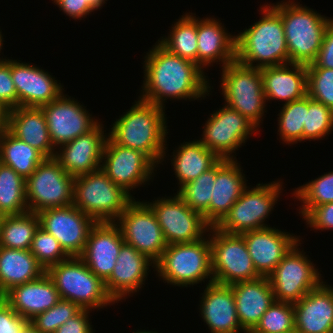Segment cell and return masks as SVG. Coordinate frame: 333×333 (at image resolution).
<instances>
[{
	"mask_svg": "<svg viewBox=\"0 0 333 333\" xmlns=\"http://www.w3.org/2000/svg\"><path fill=\"white\" fill-rule=\"evenodd\" d=\"M156 43L144 56L145 74L139 98L165 108L168 98L192 101L210 94L213 87L209 86L206 72L194 62L169 52L158 41Z\"/></svg>",
	"mask_w": 333,
	"mask_h": 333,
	"instance_id": "1",
	"label": "cell"
},
{
	"mask_svg": "<svg viewBox=\"0 0 333 333\" xmlns=\"http://www.w3.org/2000/svg\"><path fill=\"white\" fill-rule=\"evenodd\" d=\"M164 111L165 108L139 98L116 119L108 136L120 146L142 151L159 166L167 157L169 129Z\"/></svg>",
	"mask_w": 333,
	"mask_h": 333,
	"instance_id": "2",
	"label": "cell"
},
{
	"mask_svg": "<svg viewBox=\"0 0 333 333\" xmlns=\"http://www.w3.org/2000/svg\"><path fill=\"white\" fill-rule=\"evenodd\" d=\"M260 10L262 18L235 35V61L258 69L289 64L281 15L268 3Z\"/></svg>",
	"mask_w": 333,
	"mask_h": 333,
	"instance_id": "3",
	"label": "cell"
},
{
	"mask_svg": "<svg viewBox=\"0 0 333 333\" xmlns=\"http://www.w3.org/2000/svg\"><path fill=\"white\" fill-rule=\"evenodd\" d=\"M294 1L270 5L283 21L289 63L309 65L316 60L327 25L333 18Z\"/></svg>",
	"mask_w": 333,
	"mask_h": 333,
	"instance_id": "4",
	"label": "cell"
},
{
	"mask_svg": "<svg viewBox=\"0 0 333 333\" xmlns=\"http://www.w3.org/2000/svg\"><path fill=\"white\" fill-rule=\"evenodd\" d=\"M207 236L192 243L167 245L153 271L173 286L190 287L205 279H210L207 283L214 282L209 233Z\"/></svg>",
	"mask_w": 333,
	"mask_h": 333,
	"instance_id": "5",
	"label": "cell"
},
{
	"mask_svg": "<svg viewBox=\"0 0 333 333\" xmlns=\"http://www.w3.org/2000/svg\"><path fill=\"white\" fill-rule=\"evenodd\" d=\"M133 199L101 168L74 178L73 205L96 222H116Z\"/></svg>",
	"mask_w": 333,
	"mask_h": 333,
	"instance_id": "6",
	"label": "cell"
},
{
	"mask_svg": "<svg viewBox=\"0 0 333 333\" xmlns=\"http://www.w3.org/2000/svg\"><path fill=\"white\" fill-rule=\"evenodd\" d=\"M60 298L81 309H100L115 302L108 295L104 282L79 257H69L46 270Z\"/></svg>",
	"mask_w": 333,
	"mask_h": 333,
	"instance_id": "7",
	"label": "cell"
},
{
	"mask_svg": "<svg viewBox=\"0 0 333 333\" xmlns=\"http://www.w3.org/2000/svg\"><path fill=\"white\" fill-rule=\"evenodd\" d=\"M220 89L225 105L237 110L257 129L263 121L266 99L261 70L241 65L237 61L221 69Z\"/></svg>",
	"mask_w": 333,
	"mask_h": 333,
	"instance_id": "8",
	"label": "cell"
},
{
	"mask_svg": "<svg viewBox=\"0 0 333 333\" xmlns=\"http://www.w3.org/2000/svg\"><path fill=\"white\" fill-rule=\"evenodd\" d=\"M282 183L279 180L267 184L259 183L253 188L247 186L239 199L214 227L225 233L240 235L247 231L270 227L264 222L281 195Z\"/></svg>",
	"mask_w": 333,
	"mask_h": 333,
	"instance_id": "9",
	"label": "cell"
},
{
	"mask_svg": "<svg viewBox=\"0 0 333 333\" xmlns=\"http://www.w3.org/2000/svg\"><path fill=\"white\" fill-rule=\"evenodd\" d=\"M213 280L223 285L260 278L254 268L244 238L240 234L209 228Z\"/></svg>",
	"mask_w": 333,
	"mask_h": 333,
	"instance_id": "10",
	"label": "cell"
},
{
	"mask_svg": "<svg viewBox=\"0 0 333 333\" xmlns=\"http://www.w3.org/2000/svg\"><path fill=\"white\" fill-rule=\"evenodd\" d=\"M73 176L55 158H45L26 179L28 211L38 213L48 208L73 204Z\"/></svg>",
	"mask_w": 333,
	"mask_h": 333,
	"instance_id": "11",
	"label": "cell"
},
{
	"mask_svg": "<svg viewBox=\"0 0 333 333\" xmlns=\"http://www.w3.org/2000/svg\"><path fill=\"white\" fill-rule=\"evenodd\" d=\"M301 244L298 241L268 276L275 301L294 304L323 282L308 255L300 251Z\"/></svg>",
	"mask_w": 333,
	"mask_h": 333,
	"instance_id": "12",
	"label": "cell"
},
{
	"mask_svg": "<svg viewBox=\"0 0 333 333\" xmlns=\"http://www.w3.org/2000/svg\"><path fill=\"white\" fill-rule=\"evenodd\" d=\"M116 221L125 243L154 263L160 259L168 244L155 213L146 202L133 199Z\"/></svg>",
	"mask_w": 333,
	"mask_h": 333,
	"instance_id": "13",
	"label": "cell"
},
{
	"mask_svg": "<svg viewBox=\"0 0 333 333\" xmlns=\"http://www.w3.org/2000/svg\"><path fill=\"white\" fill-rule=\"evenodd\" d=\"M146 203L155 213L168 245L196 242L209 231L203 215L189 208L178 194Z\"/></svg>",
	"mask_w": 333,
	"mask_h": 333,
	"instance_id": "14",
	"label": "cell"
},
{
	"mask_svg": "<svg viewBox=\"0 0 333 333\" xmlns=\"http://www.w3.org/2000/svg\"><path fill=\"white\" fill-rule=\"evenodd\" d=\"M214 112L203 126L199 141L220 159H236L233 153L259 129L237 110L226 105Z\"/></svg>",
	"mask_w": 333,
	"mask_h": 333,
	"instance_id": "15",
	"label": "cell"
},
{
	"mask_svg": "<svg viewBox=\"0 0 333 333\" xmlns=\"http://www.w3.org/2000/svg\"><path fill=\"white\" fill-rule=\"evenodd\" d=\"M157 167L142 151L120 146L108 136L101 169L114 184L121 187L131 197V190L133 191L134 188H138L154 178V171H157L155 170Z\"/></svg>",
	"mask_w": 333,
	"mask_h": 333,
	"instance_id": "16",
	"label": "cell"
},
{
	"mask_svg": "<svg viewBox=\"0 0 333 333\" xmlns=\"http://www.w3.org/2000/svg\"><path fill=\"white\" fill-rule=\"evenodd\" d=\"M39 226L54 236L69 257H79L96 221L73 204L48 208L37 213Z\"/></svg>",
	"mask_w": 333,
	"mask_h": 333,
	"instance_id": "17",
	"label": "cell"
},
{
	"mask_svg": "<svg viewBox=\"0 0 333 333\" xmlns=\"http://www.w3.org/2000/svg\"><path fill=\"white\" fill-rule=\"evenodd\" d=\"M40 108L43 110L49 136L56 150L57 147L93 130L100 123L78 100L64 93Z\"/></svg>",
	"mask_w": 333,
	"mask_h": 333,
	"instance_id": "18",
	"label": "cell"
},
{
	"mask_svg": "<svg viewBox=\"0 0 333 333\" xmlns=\"http://www.w3.org/2000/svg\"><path fill=\"white\" fill-rule=\"evenodd\" d=\"M11 59V75L17 91V107L40 108L57 99L64 91L63 85L47 71Z\"/></svg>",
	"mask_w": 333,
	"mask_h": 333,
	"instance_id": "19",
	"label": "cell"
},
{
	"mask_svg": "<svg viewBox=\"0 0 333 333\" xmlns=\"http://www.w3.org/2000/svg\"><path fill=\"white\" fill-rule=\"evenodd\" d=\"M124 243L121 230L115 222H96L89 232L86 246L79 258L105 282L116 265Z\"/></svg>",
	"mask_w": 333,
	"mask_h": 333,
	"instance_id": "20",
	"label": "cell"
},
{
	"mask_svg": "<svg viewBox=\"0 0 333 333\" xmlns=\"http://www.w3.org/2000/svg\"><path fill=\"white\" fill-rule=\"evenodd\" d=\"M104 132L103 124L99 123L93 130L57 148L60 150H56L55 158L73 177L98 170L108 138Z\"/></svg>",
	"mask_w": 333,
	"mask_h": 333,
	"instance_id": "21",
	"label": "cell"
},
{
	"mask_svg": "<svg viewBox=\"0 0 333 333\" xmlns=\"http://www.w3.org/2000/svg\"><path fill=\"white\" fill-rule=\"evenodd\" d=\"M257 273L261 277H268L298 242L300 236L289 232L267 227L259 230L247 231L241 234Z\"/></svg>",
	"mask_w": 333,
	"mask_h": 333,
	"instance_id": "22",
	"label": "cell"
},
{
	"mask_svg": "<svg viewBox=\"0 0 333 333\" xmlns=\"http://www.w3.org/2000/svg\"><path fill=\"white\" fill-rule=\"evenodd\" d=\"M155 263L133 246L124 243L110 277L104 282L108 295L115 303L138 292ZM132 293V294H131Z\"/></svg>",
	"mask_w": 333,
	"mask_h": 333,
	"instance_id": "23",
	"label": "cell"
},
{
	"mask_svg": "<svg viewBox=\"0 0 333 333\" xmlns=\"http://www.w3.org/2000/svg\"><path fill=\"white\" fill-rule=\"evenodd\" d=\"M201 299L200 314L211 333H246L239 324L230 285L208 283Z\"/></svg>",
	"mask_w": 333,
	"mask_h": 333,
	"instance_id": "24",
	"label": "cell"
},
{
	"mask_svg": "<svg viewBox=\"0 0 333 333\" xmlns=\"http://www.w3.org/2000/svg\"><path fill=\"white\" fill-rule=\"evenodd\" d=\"M324 283L293 304L298 333H333V287Z\"/></svg>",
	"mask_w": 333,
	"mask_h": 333,
	"instance_id": "25",
	"label": "cell"
},
{
	"mask_svg": "<svg viewBox=\"0 0 333 333\" xmlns=\"http://www.w3.org/2000/svg\"><path fill=\"white\" fill-rule=\"evenodd\" d=\"M226 31L219 19L197 17V65L203 71L215 62L224 68L235 61L236 36Z\"/></svg>",
	"mask_w": 333,
	"mask_h": 333,
	"instance_id": "26",
	"label": "cell"
},
{
	"mask_svg": "<svg viewBox=\"0 0 333 333\" xmlns=\"http://www.w3.org/2000/svg\"><path fill=\"white\" fill-rule=\"evenodd\" d=\"M2 298L19 316L28 321L50 309L61 299L46 272L35 280L11 288Z\"/></svg>",
	"mask_w": 333,
	"mask_h": 333,
	"instance_id": "27",
	"label": "cell"
},
{
	"mask_svg": "<svg viewBox=\"0 0 333 333\" xmlns=\"http://www.w3.org/2000/svg\"><path fill=\"white\" fill-rule=\"evenodd\" d=\"M242 171V172H241ZM245 174L237 159H220L209 204V225L215 226L247 187Z\"/></svg>",
	"mask_w": 333,
	"mask_h": 333,
	"instance_id": "28",
	"label": "cell"
},
{
	"mask_svg": "<svg viewBox=\"0 0 333 333\" xmlns=\"http://www.w3.org/2000/svg\"><path fill=\"white\" fill-rule=\"evenodd\" d=\"M236 302L239 324L250 333L275 301L268 277L240 281L230 285Z\"/></svg>",
	"mask_w": 333,
	"mask_h": 333,
	"instance_id": "29",
	"label": "cell"
},
{
	"mask_svg": "<svg viewBox=\"0 0 333 333\" xmlns=\"http://www.w3.org/2000/svg\"><path fill=\"white\" fill-rule=\"evenodd\" d=\"M5 128L15 137L37 149L46 158L55 157L43 110L36 107H16L7 111Z\"/></svg>",
	"mask_w": 333,
	"mask_h": 333,
	"instance_id": "30",
	"label": "cell"
},
{
	"mask_svg": "<svg viewBox=\"0 0 333 333\" xmlns=\"http://www.w3.org/2000/svg\"><path fill=\"white\" fill-rule=\"evenodd\" d=\"M260 70L266 102L279 100L286 104L307 95V65L289 63Z\"/></svg>",
	"mask_w": 333,
	"mask_h": 333,
	"instance_id": "31",
	"label": "cell"
},
{
	"mask_svg": "<svg viewBox=\"0 0 333 333\" xmlns=\"http://www.w3.org/2000/svg\"><path fill=\"white\" fill-rule=\"evenodd\" d=\"M45 272L29 250L0 246V297L11 288L35 280Z\"/></svg>",
	"mask_w": 333,
	"mask_h": 333,
	"instance_id": "32",
	"label": "cell"
},
{
	"mask_svg": "<svg viewBox=\"0 0 333 333\" xmlns=\"http://www.w3.org/2000/svg\"><path fill=\"white\" fill-rule=\"evenodd\" d=\"M171 163L179 180V190L187 183L211 169L220 158L199 140L183 142L174 150Z\"/></svg>",
	"mask_w": 333,
	"mask_h": 333,
	"instance_id": "33",
	"label": "cell"
},
{
	"mask_svg": "<svg viewBox=\"0 0 333 333\" xmlns=\"http://www.w3.org/2000/svg\"><path fill=\"white\" fill-rule=\"evenodd\" d=\"M46 157L37 149L12 135L6 128L0 130V159L25 180Z\"/></svg>",
	"mask_w": 333,
	"mask_h": 333,
	"instance_id": "34",
	"label": "cell"
},
{
	"mask_svg": "<svg viewBox=\"0 0 333 333\" xmlns=\"http://www.w3.org/2000/svg\"><path fill=\"white\" fill-rule=\"evenodd\" d=\"M194 15V16H193ZM193 13H185L172 24L168 36L161 37L158 42L169 52L197 64V17Z\"/></svg>",
	"mask_w": 333,
	"mask_h": 333,
	"instance_id": "35",
	"label": "cell"
},
{
	"mask_svg": "<svg viewBox=\"0 0 333 333\" xmlns=\"http://www.w3.org/2000/svg\"><path fill=\"white\" fill-rule=\"evenodd\" d=\"M39 227L37 213L27 211L18 215L0 217V246L29 250L36 229Z\"/></svg>",
	"mask_w": 333,
	"mask_h": 333,
	"instance_id": "36",
	"label": "cell"
},
{
	"mask_svg": "<svg viewBox=\"0 0 333 333\" xmlns=\"http://www.w3.org/2000/svg\"><path fill=\"white\" fill-rule=\"evenodd\" d=\"M28 211L26 180L12 168L0 166V217Z\"/></svg>",
	"mask_w": 333,
	"mask_h": 333,
	"instance_id": "37",
	"label": "cell"
},
{
	"mask_svg": "<svg viewBox=\"0 0 333 333\" xmlns=\"http://www.w3.org/2000/svg\"><path fill=\"white\" fill-rule=\"evenodd\" d=\"M215 178L216 164L177 191V194L184 200L185 204L192 210L201 213L208 224L209 204L212 198Z\"/></svg>",
	"mask_w": 333,
	"mask_h": 333,
	"instance_id": "38",
	"label": "cell"
},
{
	"mask_svg": "<svg viewBox=\"0 0 333 333\" xmlns=\"http://www.w3.org/2000/svg\"><path fill=\"white\" fill-rule=\"evenodd\" d=\"M278 114V132L283 144H293L303 141V129L308 111V95L301 99L282 104Z\"/></svg>",
	"mask_w": 333,
	"mask_h": 333,
	"instance_id": "39",
	"label": "cell"
},
{
	"mask_svg": "<svg viewBox=\"0 0 333 333\" xmlns=\"http://www.w3.org/2000/svg\"><path fill=\"white\" fill-rule=\"evenodd\" d=\"M292 195L302 203L299 209L302 217L313 207L333 203V171L299 186Z\"/></svg>",
	"mask_w": 333,
	"mask_h": 333,
	"instance_id": "40",
	"label": "cell"
},
{
	"mask_svg": "<svg viewBox=\"0 0 333 333\" xmlns=\"http://www.w3.org/2000/svg\"><path fill=\"white\" fill-rule=\"evenodd\" d=\"M295 330L292 303L274 301L250 333H286Z\"/></svg>",
	"mask_w": 333,
	"mask_h": 333,
	"instance_id": "41",
	"label": "cell"
},
{
	"mask_svg": "<svg viewBox=\"0 0 333 333\" xmlns=\"http://www.w3.org/2000/svg\"><path fill=\"white\" fill-rule=\"evenodd\" d=\"M303 141L321 140L333 130V110L308 96Z\"/></svg>",
	"mask_w": 333,
	"mask_h": 333,
	"instance_id": "42",
	"label": "cell"
},
{
	"mask_svg": "<svg viewBox=\"0 0 333 333\" xmlns=\"http://www.w3.org/2000/svg\"><path fill=\"white\" fill-rule=\"evenodd\" d=\"M29 251L45 271L69 258L61 248L59 241L40 226L35 231Z\"/></svg>",
	"mask_w": 333,
	"mask_h": 333,
	"instance_id": "43",
	"label": "cell"
},
{
	"mask_svg": "<svg viewBox=\"0 0 333 333\" xmlns=\"http://www.w3.org/2000/svg\"><path fill=\"white\" fill-rule=\"evenodd\" d=\"M80 310L74 302L60 299L53 307L36 315L30 322L41 333H54Z\"/></svg>",
	"mask_w": 333,
	"mask_h": 333,
	"instance_id": "44",
	"label": "cell"
},
{
	"mask_svg": "<svg viewBox=\"0 0 333 333\" xmlns=\"http://www.w3.org/2000/svg\"><path fill=\"white\" fill-rule=\"evenodd\" d=\"M307 95L333 110V69L307 67Z\"/></svg>",
	"mask_w": 333,
	"mask_h": 333,
	"instance_id": "45",
	"label": "cell"
},
{
	"mask_svg": "<svg viewBox=\"0 0 333 333\" xmlns=\"http://www.w3.org/2000/svg\"><path fill=\"white\" fill-rule=\"evenodd\" d=\"M0 104L6 111L17 107V91L11 75V59L0 61Z\"/></svg>",
	"mask_w": 333,
	"mask_h": 333,
	"instance_id": "46",
	"label": "cell"
},
{
	"mask_svg": "<svg viewBox=\"0 0 333 333\" xmlns=\"http://www.w3.org/2000/svg\"><path fill=\"white\" fill-rule=\"evenodd\" d=\"M29 321L19 316L7 303L0 297V333H20L21 329Z\"/></svg>",
	"mask_w": 333,
	"mask_h": 333,
	"instance_id": "47",
	"label": "cell"
},
{
	"mask_svg": "<svg viewBox=\"0 0 333 333\" xmlns=\"http://www.w3.org/2000/svg\"><path fill=\"white\" fill-rule=\"evenodd\" d=\"M307 67L333 69V19L327 25L316 60Z\"/></svg>",
	"mask_w": 333,
	"mask_h": 333,
	"instance_id": "48",
	"label": "cell"
},
{
	"mask_svg": "<svg viewBox=\"0 0 333 333\" xmlns=\"http://www.w3.org/2000/svg\"><path fill=\"white\" fill-rule=\"evenodd\" d=\"M91 310L81 309L75 316L68 319L54 333H95L89 322ZM89 313V314H88Z\"/></svg>",
	"mask_w": 333,
	"mask_h": 333,
	"instance_id": "49",
	"label": "cell"
},
{
	"mask_svg": "<svg viewBox=\"0 0 333 333\" xmlns=\"http://www.w3.org/2000/svg\"><path fill=\"white\" fill-rule=\"evenodd\" d=\"M58 5L59 10L74 20H82L87 15L94 12L89 4L84 0H52Z\"/></svg>",
	"mask_w": 333,
	"mask_h": 333,
	"instance_id": "50",
	"label": "cell"
},
{
	"mask_svg": "<svg viewBox=\"0 0 333 333\" xmlns=\"http://www.w3.org/2000/svg\"><path fill=\"white\" fill-rule=\"evenodd\" d=\"M84 1H86L89 4V6L95 11L97 9H100L107 0H84Z\"/></svg>",
	"mask_w": 333,
	"mask_h": 333,
	"instance_id": "51",
	"label": "cell"
},
{
	"mask_svg": "<svg viewBox=\"0 0 333 333\" xmlns=\"http://www.w3.org/2000/svg\"><path fill=\"white\" fill-rule=\"evenodd\" d=\"M7 111L0 104V130L6 126Z\"/></svg>",
	"mask_w": 333,
	"mask_h": 333,
	"instance_id": "52",
	"label": "cell"
},
{
	"mask_svg": "<svg viewBox=\"0 0 333 333\" xmlns=\"http://www.w3.org/2000/svg\"><path fill=\"white\" fill-rule=\"evenodd\" d=\"M20 333H41L29 321L20 331Z\"/></svg>",
	"mask_w": 333,
	"mask_h": 333,
	"instance_id": "53",
	"label": "cell"
},
{
	"mask_svg": "<svg viewBox=\"0 0 333 333\" xmlns=\"http://www.w3.org/2000/svg\"><path fill=\"white\" fill-rule=\"evenodd\" d=\"M4 38H3V35H2V31L0 30V53H1V49H2V47H3V40ZM6 60V57L3 59V56H2V58H0V61H5Z\"/></svg>",
	"mask_w": 333,
	"mask_h": 333,
	"instance_id": "54",
	"label": "cell"
},
{
	"mask_svg": "<svg viewBox=\"0 0 333 333\" xmlns=\"http://www.w3.org/2000/svg\"><path fill=\"white\" fill-rule=\"evenodd\" d=\"M133 333H158L157 331L155 332V331H146V330H143V331H141V330H137L136 332H133Z\"/></svg>",
	"mask_w": 333,
	"mask_h": 333,
	"instance_id": "55",
	"label": "cell"
},
{
	"mask_svg": "<svg viewBox=\"0 0 333 333\" xmlns=\"http://www.w3.org/2000/svg\"><path fill=\"white\" fill-rule=\"evenodd\" d=\"M286 333H298L296 330H293L291 332H286Z\"/></svg>",
	"mask_w": 333,
	"mask_h": 333,
	"instance_id": "56",
	"label": "cell"
}]
</instances>
